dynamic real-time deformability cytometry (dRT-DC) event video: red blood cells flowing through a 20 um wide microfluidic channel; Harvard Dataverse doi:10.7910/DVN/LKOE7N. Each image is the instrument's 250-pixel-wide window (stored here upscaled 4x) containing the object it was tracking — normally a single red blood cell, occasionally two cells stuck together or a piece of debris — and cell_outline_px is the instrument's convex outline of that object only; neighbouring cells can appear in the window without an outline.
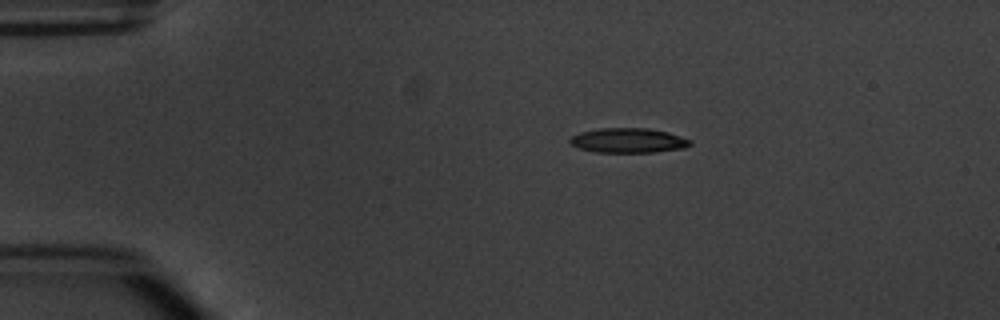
{"species": "common noctule bat (a hibernating species)", "species_latin": "Nyctalus noctula", "temperature_condition": "warm", "stored_images_in_passage": 7, "camera_frame_rate_fps": 3000, "um_per_image_px": 0.085, "animal": {"sex": "male", "body_mass_g": 20.1, "forearm_length_mm": 53.5}, "frame": {"image": 1, "passage_image": 1, "time_ms": 0.0, "image_size_px": [1000, 320], "cell_outline_px": [[692, 144], [684, 148], [656, 152], [596, 152], [580, 148], [568, 144], [568, 140], [572, 136], [580, 132], [600, 128], [648, 128], [668, 132], [692, 140]], "centroid_in_image_um": [53.4, 11.94], "position_along_channel_um": 31.6, "area_um2": 17.4}}
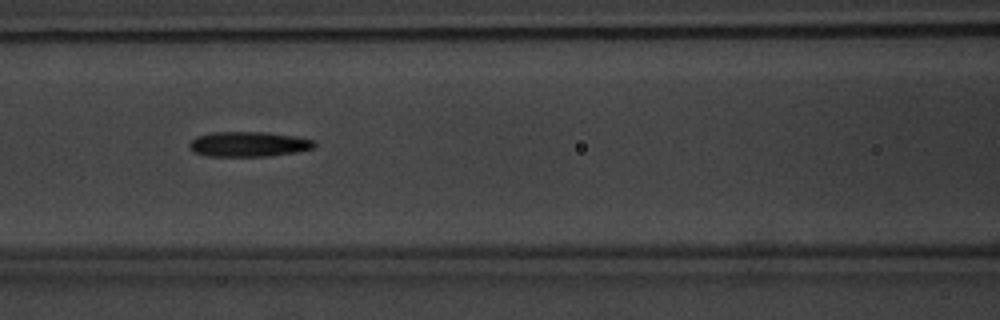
{"frame": {"image": 2, "passage_image": 5, "time_ms": 4.333, "image_size_px": [1000, 320], "cell_outline_px": [[316, 148], [296, 152], [268, 156], [208, 156], [192, 152], [188, 148], [188, 144], [196, 136], [212, 132], [264, 132], [296, 136], [316, 140]], "centroid_in_image_um": [21.14, 12.25], "position_along_channel_um": 145.5, "area_um2": 18.5}}
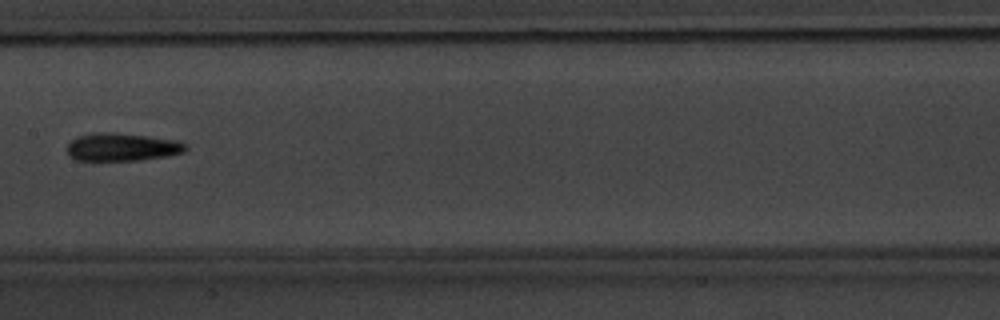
{"frame": {"image": 3, "passage_image": 6, "time_ms": 5.667, "image_size_px": [1000, 320], "cell_outline_px": [[188, 148], [184, 152], [168, 156], [140, 160], [76, 160], [68, 156], [68, 144], [76, 136], [92, 132], [116, 132], [148, 136], [176, 140], [184, 144]], "centroid_in_image_um": [10.35, 12.49], "position_along_channel_um": 197.0, "area_um2": 19.42}}